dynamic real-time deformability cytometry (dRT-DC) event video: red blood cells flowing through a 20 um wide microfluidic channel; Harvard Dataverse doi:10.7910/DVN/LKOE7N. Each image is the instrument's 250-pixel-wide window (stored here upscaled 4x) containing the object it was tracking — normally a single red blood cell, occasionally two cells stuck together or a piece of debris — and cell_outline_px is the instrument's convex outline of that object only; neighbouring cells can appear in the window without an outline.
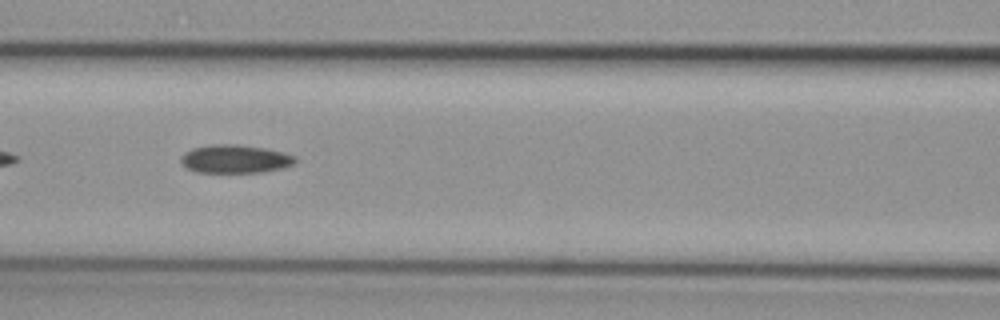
{"species": "common noctule bat (a hibernating species)", "species_latin": "Nyctalus noctula", "temperature_condition": "cold", "stored_images_in_passage": 30, "camera_frame_rate_fps": 3000, "um_per_image_px": 0.085, "animal": {"sex": "female", "body_mass_g": 29.2, "forearm_length_mm": 56.3}, "frame": {"image": 1, "passage_image": 9, "time_ms": 2.667, "image_size_px": [1000, 320], "cell_outline_px": [[296, 164], [284, 168], [264, 172], [196, 172], [180, 164], [180, 156], [184, 152], [192, 148], [212, 144], [240, 144], [264, 148], [284, 152], [296, 156]], "centroid_in_image_um": [19.99, 13.51], "position_along_channel_um": 146.6, "area_um2": 19.19}}
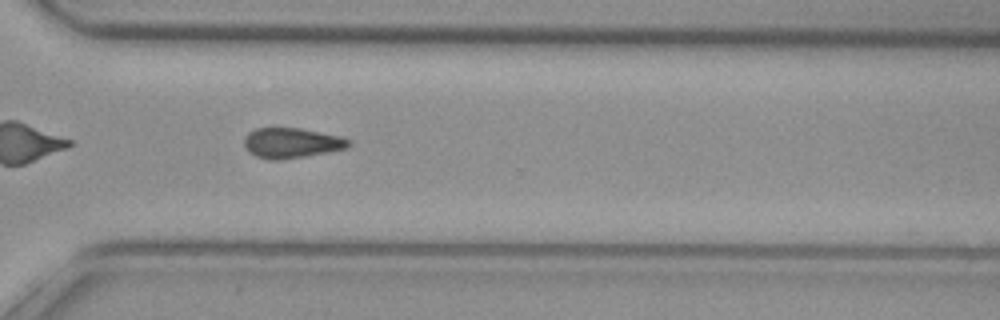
{"frame": {"image": 2, "passage_image": 25, "time_ms": 8.0, "image_size_px": [1000, 320], "cell_outline_px": [[352, 144], [348, 148], [328, 152], [280, 160], [268, 160], [256, 156], [248, 152], [244, 148], [244, 136], [248, 132], [256, 128], [300, 128], [340, 136], [352, 140]], "centroid_in_image_um": [24.77, 12.15], "position_along_channel_um": 345.8, "area_um2": 18.61}}